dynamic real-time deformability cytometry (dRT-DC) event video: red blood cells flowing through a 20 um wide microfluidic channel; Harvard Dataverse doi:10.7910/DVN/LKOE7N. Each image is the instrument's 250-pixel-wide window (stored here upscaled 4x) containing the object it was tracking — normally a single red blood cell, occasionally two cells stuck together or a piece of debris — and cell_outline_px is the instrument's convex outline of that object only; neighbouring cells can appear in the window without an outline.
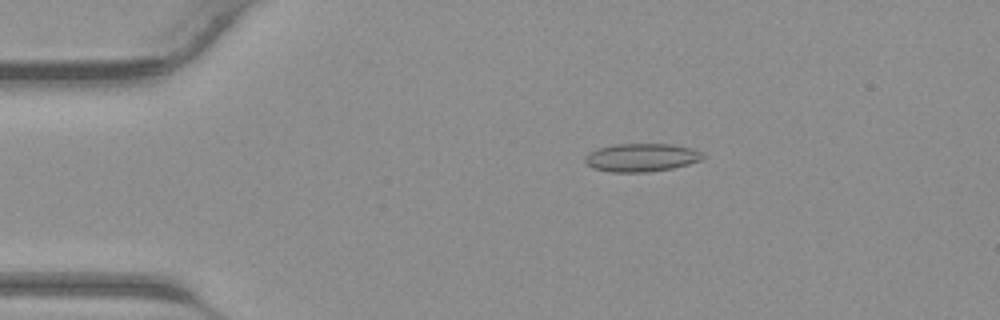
{"species": "common noctule bat (a hibernating species)", "species_latin": "Nyctalus noctula", "temperature_condition": "warm", "stored_images_in_passage": 40, "camera_frame_rate_fps": 3000, "um_per_image_px": 0.085, "animal": {"sex": "male", "body_mass_g": 23.1, "forearm_length_mm": 52.7}, "frame": {"image": 1, "passage_image": 7, "time_ms": 2.0, "image_size_px": [1000, 320], "cell_outline_px": [[704, 156], [700, 160], [688, 164], [672, 168], [648, 172], [612, 172], [592, 168], [584, 160], [584, 156], [588, 152], [596, 148], [612, 144], [672, 144], [692, 148], [704, 152]], "centroid_in_image_um": [54.5, 13.38], "position_along_channel_um": 30.5, "area_um2": 19.54}}
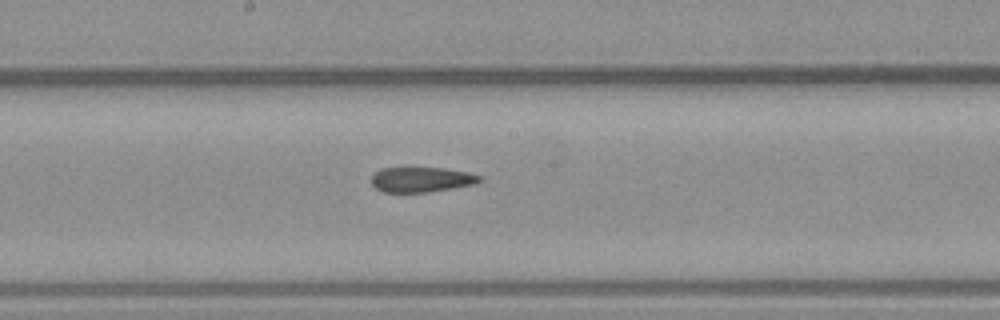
{"frame": {"image": 2, "passage_image": 21, "time_ms": 6.667, "image_size_px": [1000, 320], "cell_outline_px": [[484, 180], [476, 184], [428, 192], [384, 192], [376, 188], [372, 184], [372, 176], [380, 168], [444, 168], [468, 172], [480, 176]], "centroid_in_image_um": [35.85, 15.26], "position_along_channel_um": 212.3, "area_um2": 15.78}}
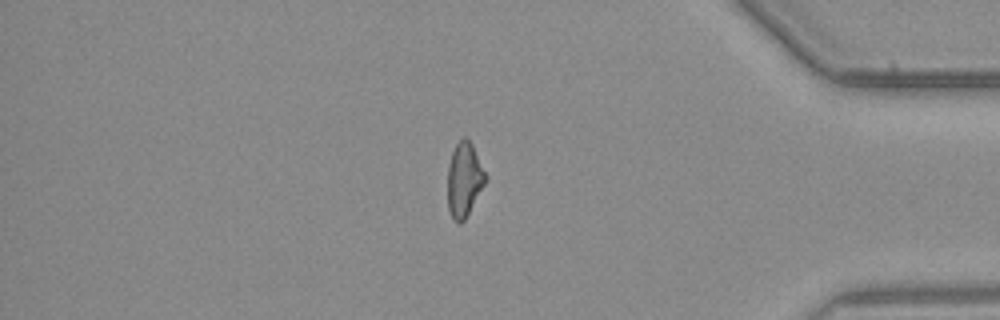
{"frame": {"image": 3, "passage_image": 34, "time_ms": 11.0, "image_size_px": [1000, 320], "cell_outline_px": [[488, 176], [484, 184], [464, 220], [460, 224], [452, 220], [448, 208], [448, 164], [452, 152], [456, 144], [464, 136], [472, 144]], "centroid_in_image_um": [39.45, 15.27], "position_along_channel_um": 395.8, "area_um2": 16.3}}